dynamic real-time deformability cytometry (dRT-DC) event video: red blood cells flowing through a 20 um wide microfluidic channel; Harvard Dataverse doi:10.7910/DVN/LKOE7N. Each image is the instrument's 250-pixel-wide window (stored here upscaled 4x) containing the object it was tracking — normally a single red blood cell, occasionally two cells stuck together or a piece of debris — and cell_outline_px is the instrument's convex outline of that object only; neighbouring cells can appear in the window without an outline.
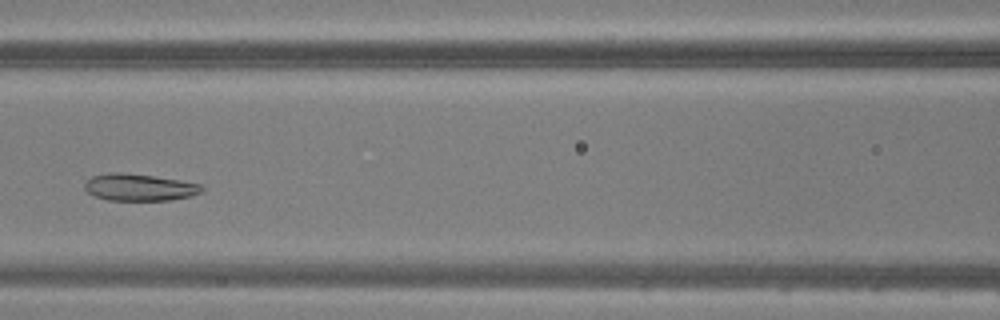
{"species": "common noctule bat (a hibernating species)", "species_latin": "Nyctalus noctula", "temperature_condition": "warm", "stored_images_in_passage": 26, "camera_frame_rate_fps": 3000, "um_per_image_px": 0.085, "animal": {"sex": "male", "body_mass_g": 20.5, "forearm_length_mm": 52.5}, "frame": {"image": 1, "passage_image": 8, "time_ms": 2.333, "image_size_px": [1000, 320], "cell_outline_px": [[204, 192], [172, 200], [108, 200], [96, 196], [88, 192], [84, 188], [84, 180], [92, 176], [108, 172], [120, 172], [152, 176], [180, 180], [200, 184], [204, 188]], "centroid_in_image_um": [11.82, 15.91], "position_along_channel_um": 154.8, "area_um2": 18.44}}
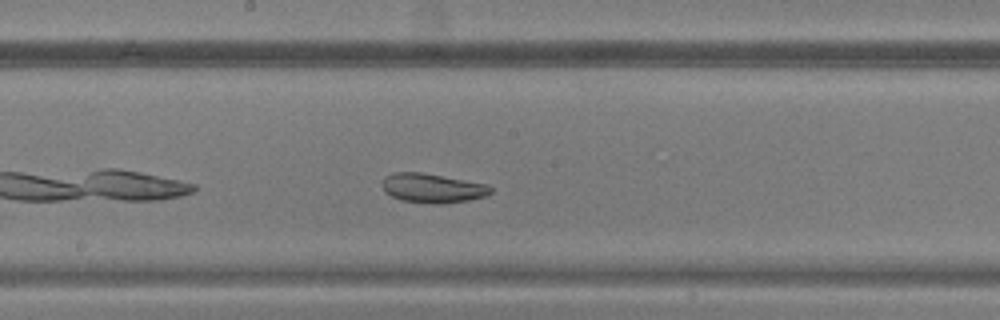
{"frame": {"image": 2, "passage_image": 12, "time_ms": 3.667, "image_size_px": [1000, 320], "cell_outline_px": [[492, 192], [484, 196], [468, 200], [440, 204], [432, 204], [400, 200], [384, 192], [380, 184], [384, 176], [392, 172], [420, 172], [488, 184], [492, 188]], "centroid_in_image_um": [36.7, 15.98], "position_along_channel_um": 211.5, "area_um2": 18.67}}